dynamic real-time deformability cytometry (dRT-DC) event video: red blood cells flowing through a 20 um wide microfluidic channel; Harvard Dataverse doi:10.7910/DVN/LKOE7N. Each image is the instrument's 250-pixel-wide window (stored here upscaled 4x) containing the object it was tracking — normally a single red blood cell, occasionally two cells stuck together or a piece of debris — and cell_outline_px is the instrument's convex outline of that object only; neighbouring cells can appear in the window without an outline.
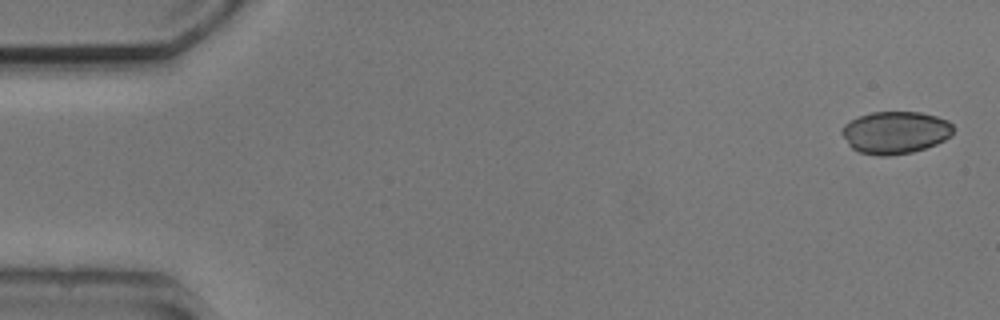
{"species": "common noctule bat (a hibernating species)", "species_latin": "Nyctalus noctula", "temperature_condition": "cold", "stored_images_in_passage": 6, "segment_of_instrument_passage": [1, 2], "camera_frame_rate_fps": 3000, "um_per_image_px": 0.085, "animal": {"sex": "male", "body_mass_g": 20.5, "forearm_length_mm": 52.5}, "frame": {"image": 1, "passage_image": 1, "time_ms": 0.0, "image_size_px": [1000, 320], "cell_outline_px": [[952, 136], [936, 144], [912, 152], [888, 156], [880, 156], [860, 152], [852, 148], [848, 144], [840, 132], [844, 124], [860, 116], [872, 112], [920, 112], [936, 116], [948, 120], [952, 124]], "centroid_in_image_um": [76.1, 11.26], "position_along_channel_um": 8.9, "area_um2": 27.46}}